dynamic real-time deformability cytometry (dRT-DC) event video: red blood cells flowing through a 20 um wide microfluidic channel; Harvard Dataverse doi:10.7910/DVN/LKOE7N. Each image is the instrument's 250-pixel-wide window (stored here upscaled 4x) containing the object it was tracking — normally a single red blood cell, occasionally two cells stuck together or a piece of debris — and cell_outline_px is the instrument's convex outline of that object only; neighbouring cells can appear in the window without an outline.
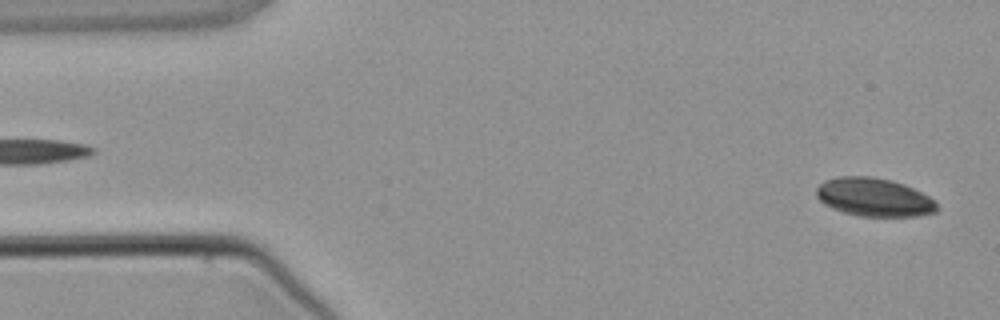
{"species": "common noctule bat (a hibernating species)", "species_latin": "Nyctalus noctula", "temperature_condition": "warm", "stored_images_in_passage": 2, "camera_frame_rate_fps": 3000, "um_per_image_px": 0.085, "animal": {"sex": "male", "body_mass_g": 21.5, "forearm_length_mm": 52.0}, "frame": {"image": 1, "passage_image": 2, "time_ms": 1.667, "image_size_px": [1000, 320], "cell_outline_px": [[940, 208], [936, 212], [920, 216], [860, 216], [844, 212], [832, 208], [824, 204], [816, 196], [816, 188], [824, 180], [836, 176], [872, 176], [892, 180], [904, 184], [936, 200]], "centroid_in_image_um": [74.31, 16.76], "position_along_channel_um": 10.7, "area_um2": 27.22}}